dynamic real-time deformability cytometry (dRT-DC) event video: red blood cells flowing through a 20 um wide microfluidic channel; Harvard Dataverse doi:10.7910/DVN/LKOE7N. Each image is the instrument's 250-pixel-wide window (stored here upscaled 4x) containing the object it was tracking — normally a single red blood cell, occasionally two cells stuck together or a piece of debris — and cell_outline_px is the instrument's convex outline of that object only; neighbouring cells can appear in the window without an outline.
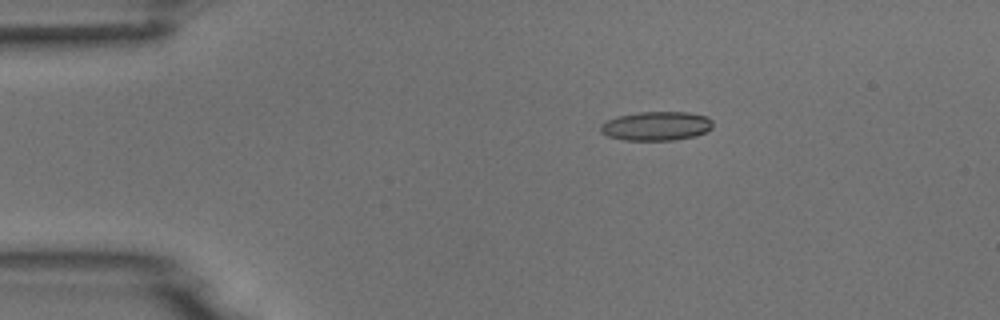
{"species": "common noctule bat (a hibernating species)", "species_latin": "Nyctalus noctula", "temperature_condition": "room temperature", "stored_images_in_passage": 4, "camera_frame_rate_fps": 3000, "um_per_image_px": 0.085, "animal": {"sex": "male", "body_mass_g": 18.8}, "frame": {"image": 1, "passage_image": 1, "time_ms": 0.0, "image_size_px": [1000, 320], "cell_outline_px": [[712, 128], [696, 136], [672, 140], [624, 140], [608, 136], [600, 132], [600, 124], [604, 120], [616, 116], [636, 112], [688, 112], [708, 116], [712, 120]], "centroid_in_image_um": [55.75, 10.7], "position_along_channel_um": 29.2, "area_um2": 19.25}}
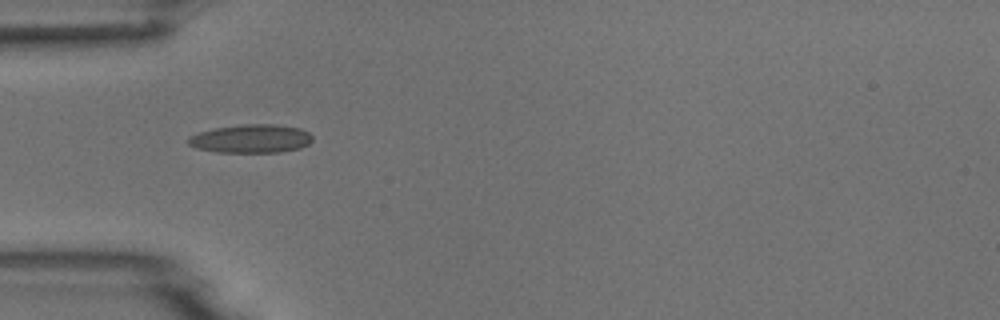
{"frame": {"image": 2, "passage_image": 3, "time_ms": 2.333, "image_size_px": [1000, 320], "cell_outline_px": [[312, 140], [308, 144], [300, 148], [280, 152], [216, 152], [196, 148], [188, 144], [188, 136], [200, 132], [216, 128], [244, 124], [276, 124], [300, 128], [308, 132], [312, 136]], "centroid_in_image_um": [21.34, 11.79], "position_along_channel_um": 63.7, "area_um2": 20.58}}